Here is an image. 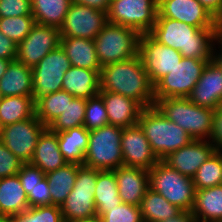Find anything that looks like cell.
<instances>
[{"instance_id":"obj_1","label":"cell","mask_w":222,"mask_h":222,"mask_svg":"<svg viewBox=\"0 0 222 222\" xmlns=\"http://www.w3.org/2000/svg\"><path fill=\"white\" fill-rule=\"evenodd\" d=\"M100 90L136 100L143 108L155 106L154 86L140 55L108 64L100 70Z\"/></svg>"},{"instance_id":"obj_2","label":"cell","mask_w":222,"mask_h":222,"mask_svg":"<svg viewBox=\"0 0 222 222\" xmlns=\"http://www.w3.org/2000/svg\"><path fill=\"white\" fill-rule=\"evenodd\" d=\"M217 31L200 29L175 19L157 18L149 34L159 43L178 50L185 58L210 61Z\"/></svg>"},{"instance_id":"obj_3","label":"cell","mask_w":222,"mask_h":222,"mask_svg":"<svg viewBox=\"0 0 222 222\" xmlns=\"http://www.w3.org/2000/svg\"><path fill=\"white\" fill-rule=\"evenodd\" d=\"M138 124L159 160L193 140L185 130L168 120L156 106L143 108Z\"/></svg>"},{"instance_id":"obj_4","label":"cell","mask_w":222,"mask_h":222,"mask_svg":"<svg viewBox=\"0 0 222 222\" xmlns=\"http://www.w3.org/2000/svg\"><path fill=\"white\" fill-rule=\"evenodd\" d=\"M155 106L170 121L185 130L194 140H210L214 110L194 104L188 98H165Z\"/></svg>"},{"instance_id":"obj_5","label":"cell","mask_w":222,"mask_h":222,"mask_svg":"<svg viewBox=\"0 0 222 222\" xmlns=\"http://www.w3.org/2000/svg\"><path fill=\"white\" fill-rule=\"evenodd\" d=\"M149 187L182 211L191 212L196 193L192 178L174 170L163 160L149 170Z\"/></svg>"},{"instance_id":"obj_6","label":"cell","mask_w":222,"mask_h":222,"mask_svg":"<svg viewBox=\"0 0 222 222\" xmlns=\"http://www.w3.org/2000/svg\"><path fill=\"white\" fill-rule=\"evenodd\" d=\"M122 133L123 128L110 124L89 131L83 165L101 171L123 166Z\"/></svg>"},{"instance_id":"obj_7","label":"cell","mask_w":222,"mask_h":222,"mask_svg":"<svg viewBox=\"0 0 222 222\" xmlns=\"http://www.w3.org/2000/svg\"><path fill=\"white\" fill-rule=\"evenodd\" d=\"M140 37L135 29L108 22L94 40L101 66L138 55Z\"/></svg>"},{"instance_id":"obj_8","label":"cell","mask_w":222,"mask_h":222,"mask_svg":"<svg viewBox=\"0 0 222 222\" xmlns=\"http://www.w3.org/2000/svg\"><path fill=\"white\" fill-rule=\"evenodd\" d=\"M96 181L97 169L84 165L78 168L74 187L61 205L64 222H75L97 216L94 203Z\"/></svg>"},{"instance_id":"obj_9","label":"cell","mask_w":222,"mask_h":222,"mask_svg":"<svg viewBox=\"0 0 222 222\" xmlns=\"http://www.w3.org/2000/svg\"><path fill=\"white\" fill-rule=\"evenodd\" d=\"M209 61L183 57L169 74L154 85L155 103L165 98H187Z\"/></svg>"},{"instance_id":"obj_10","label":"cell","mask_w":222,"mask_h":222,"mask_svg":"<svg viewBox=\"0 0 222 222\" xmlns=\"http://www.w3.org/2000/svg\"><path fill=\"white\" fill-rule=\"evenodd\" d=\"M158 15V0H110L108 22L150 33Z\"/></svg>"},{"instance_id":"obj_11","label":"cell","mask_w":222,"mask_h":222,"mask_svg":"<svg viewBox=\"0 0 222 222\" xmlns=\"http://www.w3.org/2000/svg\"><path fill=\"white\" fill-rule=\"evenodd\" d=\"M70 67L69 58L60 45L49 52L32 68L33 100L61 91L63 77Z\"/></svg>"},{"instance_id":"obj_12","label":"cell","mask_w":222,"mask_h":222,"mask_svg":"<svg viewBox=\"0 0 222 222\" xmlns=\"http://www.w3.org/2000/svg\"><path fill=\"white\" fill-rule=\"evenodd\" d=\"M47 127L33 117L1 128L0 141L23 163L33 157L39 136Z\"/></svg>"},{"instance_id":"obj_13","label":"cell","mask_w":222,"mask_h":222,"mask_svg":"<svg viewBox=\"0 0 222 222\" xmlns=\"http://www.w3.org/2000/svg\"><path fill=\"white\" fill-rule=\"evenodd\" d=\"M139 55L153 86L183 58L178 50L159 43L149 33L141 34Z\"/></svg>"},{"instance_id":"obj_14","label":"cell","mask_w":222,"mask_h":222,"mask_svg":"<svg viewBox=\"0 0 222 222\" xmlns=\"http://www.w3.org/2000/svg\"><path fill=\"white\" fill-rule=\"evenodd\" d=\"M107 23V12L72 2L59 29L60 37L95 40Z\"/></svg>"},{"instance_id":"obj_15","label":"cell","mask_w":222,"mask_h":222,"mask_svg":"<svg viewBox=\"0 0 222 222\" xmlns=\"http://www.w3.org/2000/svg\"><path fill=\"white\" fill-rule=\"evenodd\" d=\"M60 38L58 28L35 23L29 34L17 45L16 60L33 68L60 45Z\"/></svg>"},{"instance_id":"obj_16","label":"cell","mask_w":222,"mask_h":222,"mask_svg":"<svg viewBox=\"0 0 222 222\" xmlns=\"http://www.w3.org/2000/svg\"><path fill=\"white\" fill-rule=\"evenodd\" d=\"M157 18H169L200 29H219V21L198 0H158Z\"/></svg>"},{"instance_id":"obj_17","label":"cell","mask_w":222,"mask_h":222,"mask_svg":"<svg viewBox=\"0 0 222 222\" xmlns=\"http://www.w3.org/2000/svg\"><path fill=\"white\" fill-rule=\"evenodd\" d=\"M121 150L126 167L150 170L159 161L138 123L123 128Z\"/></svg>"},{"instance_id":"obj_18","label":"cell","mask_w":222,"mask_h":222,"mask_svg":"<svg viewBox=\"0 0 222 222\" xmlns=\"http://www.w3.org/2000/svg\"><path fill=\"white\" fill-rule=\"evenodd\" d=\"M215 151L210 140L193 139L188 145L170 153L163 161L184 176L192 178Z\"/></svg>"},{"instance_id":"obj_19","label":"cell","mask_w":222,"mask_h":222,"mask_svg":"<svg viewBox=\"0 0 222 222\" xmlns=\"http://www.w3.org/2000/svg\"><path fill=\"white\" fill-rule=\"evenodd\" d=\"M198 106L215 110L222 104V69L210 60L187 97Z\"/></svg>"},{"instance_id":"obj_20","label":"cell","mask_w":222,"mask_h":222,"mask_svg":"<svg viewBox=\"0 0 222 222\" xmlns=\"http://www.w3.org/2000/svg\"><path fill=\"white\" fill-rule=\"evenodd\" d=\"M122 203L140 206L149 187V170L121 166L113 170Z\"/></svg>"},{"instance_id":"obj_21","label":"cell","mask_w":222,"mask_h":222,"mask_svg":"<svg viewBox=\"0 0 222 222\" xmlns=\"http://www.w3.org/2000/svg\"><path fill=\"white\" fill-rule=\"evenodd\" d=\"M108 115L110 125L126 128L138 123L143 107L134 99L118 93L99 91Z\"/></svg>"},{"instance_id":"obj_22","label":"cell","mask_w":222,"mask_h":222,"mask_svg":"<svg viewBox=\"0 0 222 222\" xmlns=\"http://www.w3.org/2000/svg\"><path fill=\"white\" fill-rule=\"evenodd\" d=\"M100 70L71 66L62 81V90L77 98L96 96L100 91Z\"/></svg>"},{"instance_id":"obj_23","label":"cell","mask_w":222,"mask_h":222,"mask_svg":"<svg viewBox=\"0 0 222 222\" xmlns=\"http://www.w3.org/2000/svg\"><path fill=\"white\" fill-rule=\"evenodd\" d=\"M29 163L38 167L44 174L67 164L58 146L57 133L50 131L48 128L42 132Z\"/></svg>"},{"instance_id":"obj_24","label":"cell","mask_w":222,"mask_h":222,"mask_svg":"<svg viewBox=\"0 0 222 222\" xmlns=\"http://www.w3.org/2000/svg\"><path fill=\"white\" fill-rule=\"evenodd\" d=\"M0 93L2 97L33 96L32 68L18 60L11 61L0 79Z\"/></svg>"},{"instance_id":"obj_25","label":"cell","mask_w":222,"mask_h":222,"mask_svg":"<svg viewBox=\"0 0 222 222\" xmlns=\"http://www.w3.org/2000/svg\"><path fill=\"white\" fill-rule=\"evenodd\" d=\"M60 46L69 58L71 66L101 70L94 40L87 38L61 37Z\"/></svg>"},{"instance_id":"obj_26","label":"cell","mask_w":222,"mask_h":222,"mask_svg":"<svg viewBox=\"0 0 222 222\" xmlns=\"http://www.w3.org/2000/svg\"><path fill=\"white\" fill-rule=\"evenodd\" d=\"M28 208V196L18 175L0 178V214L9 217Z\"/></svg>"},{"instance_id":"obj_27","label":"cell","mask_w":222,"mask_h":222,"mask_svg":"<svg viewBox=\"0 0 222 222\" xmlns=\"http://www.w3.org/2000/svg\"><path fill=\"white\" fill-rule=\"evenodd\" d=\"M58 146L67 163L83 165L88 147L89 131L83 126L57 133Z\"/></svg>"},{"instance_id":"obj_28","label":"cell","mask_w":222,"mask_h":222,"mask_svg":"<svg viewBox=\"0 0 222 222\" xmlns=\"http://www.w3.org/2000/svg\"><path fill=\"white\" fill-rule=\"evenodd\" d=\"M94 203L98 217L104 215L110 208L122 203L113 170H97Z\"/></svg>"},{"instance_id":"obj_29","label":"cell","mask_w":222,"mask_h":222,"mask_svg":"<svg viewBox=\"0 0 222 222\" xmlns=\"http://www.w3.org/2000/svg\"><path fill=\"white\" fill-rule=\"evenodd\" d=\"M191 213L195 219L222 222V185L196 190Z\"/></svg>"},{"instance_id":"obj_30","label":"cell","mask_w":222,"mask_h":222,"mask_svg":"<svg viewBox=\"0 0 222 222\" xmlns=\"http://www.w3.org/2000/svg\"><path fill=\"white\" fill-rule=\"evenodd\" d=\"M81 165L67 163L54 171L45 174L50 186L52 205L60 206L72 191L76 180L78 168Z\"/></svg>"},{"instance_id":"obj_31","label":"cell","mask_w":222,"mask_h":222,"mask_svg":"<svg viewBox=\"0 0 222 222\" xmlns=\"http://www.w3.org/2000/svg\"><path fill=\"white\" fill-rule=\"evenodd\" d=\"M35 115L32 96H8L0 101V127L27 120Z\"/></svg>"},{"instance_id":"obj_32","label":"cell","mask_w":222,"mask_h":222,"mask_svg":"<svg viewBox=\"0 0 222 222\" xmlns=\"http://www.w3.org/2000/svg\"><path fill=\"white\" fill-rule=\"evenodd\" d=\"M139 207L143 222H163L170 217H175L182 211L150 188L144 195Z\"/></svg>"},{"instance_id":"obj_33","label":"cell","mask_w":222,"mask_h":222,"mask_svg":"<svg viewBox=\"0 0 222 222\" xmlns=\"http://www.w3.org/2000/svg\"><path fill=\"white\" fill-rule=\"evenodd\" d=\"M71 0H31L35 23L60 29Z\"/></svg>"},{"instance_id":"obj_34","label":"cell","mask_w":222,"mask_h":222,"mask_svg":"<svg viewBox=\"0 0 222 222\" xmlns=\"http://www.w3.org/2000/svg\"><path fill=\"white\" fill-rule=\"evenodd\" d=\"M75 97L66 91L44 95L35 101V116L48 127L67 108Z\"/></svg>"},{"instance_id":"obj_35","label":"cell","mask_w":222,"mask_h":222,"mask_svg":"<svg viewBox=\"0 0 222 222\" xmlns=\"http://www.w3.org/2000/svg\"><path fill=\"white\" fill-rule=\"evenodd\" d=\"M196 190L222 185L221 155L215 151L192 177Z\"/></svg>"},{"instance_id":"obj_36","label":"cell","mask_w":222,"mask_h":222,"mask_svg":"<svg viewBox=\"0 0 222 222\" xmlns=\"http://www.w3.org/2000/svg\"><path fill=\"white\" fill-rule=\"evenodd\" d=\"M86 102V98L75 97L71 102H68L67 108L64 112L47 128L52 132L58 133L83 125Z\"/></svg>"},{"instance_id":"obj_37","label":"cell","mask_w":222,"mask_h":222,"mask_svg":"<svg viewBox=\"0 0 222 222\" xmlns=\"http://www.w3.org/2000/svg\"><path fill=\"white\" fill-rule=\"evenodd\" d=\"M34 24L32 15L0 17V31L17 45L29 34Z\"/></svg>"},{"instance_id":"obj_38","label":"cell","mask_w":222,"mask_h":222,"mask_svg":"<svg viewBox=\"0 0 222 222\" xmlns=\"http://www.w3.org/2000/svg\"><path fill=\"white\" fill-rule=\"evenodd\" d=\"M9 222H64L61 207L57 205L29 207L9 216Z\"/></svg>"},{"instance_id":"obj_39","label":"cell","mask_w":222,"mask_h":222,"mask_svg":"<svg viewBox=\"0 0 222 222\" xmlns=\"http://www.w3.org/2000/svg\"><path fill=\"white\" fill-rule=\"evenodd\" d=\"M107 124H109L107 110L101 95L97 94L87 99L83 126L92 131Z\"/></svg>"},{"instance_id":"obj_40","label":"cell","mask_w":222,"mask_h":222,"mask_svg":"<svg viewBox=\"0 0 222 222\" xmlns=\"http://www.w3.org/2000/svg\"><path fill=\"white\" fill-rule=\"evenodd\" d=\"M102 222H143L140 207L121 203L100 216Z\"/></svg>"},{"instance_id":"obj_41","label":"cell","mask_w":222,"mask_h":222,"mask_svg":"<svg viewBox=\"0 0 222 222\" xmlns=\"http://www.w3.org/2000/svg\"><path fill=\"white\" fill-rule=\"evenodd\" d=\"M23 162L0 141V178L17 175Z\"/></svg>"},{"instance_id":"obj_42","label":"cell","mask_w":222,"mask_h":222,"mask_svg":"<svg viewBox=\"0 0 222 222\" xmlns=\"http://www.w3.org/2000/svg\"><path fill=\"white\" fill-rule=\"evenodd\" d=\"M32 15L31 0H0V17Z\"/></svg>"},{"instance_id":"obj_43","label":"cell","mask_w":222,"mask_h":222,"mask_svg":"<svg viewBox=\"0 0 222 222\" xmlns=\"http://www.w3.org/2000/svg\"><path fill=\"white\" fill-rule=\"evenodd\" d=\"M50 186L46 177L37 183L30 191L28 196L29 207L51 206Z\"/></svg>"},{"instance_id":"obj_44","label":"cell","mask_w":222,"mask_h":222,"mask_svg":"<svg viewBox=\"0 0 222 222\" xmlns=\"http://www.w3.org/2000/svg\"><path fill=\"white\" fill-rule=\"evenodd\" d=\"M17 175L27 195L45 177V174L38 167L30 163H23Z\"/></svg>"},{"instance_id":"obj_45","label":"cell","mask_w":222,"mask_h":222,"mask_svg":"<svg viewBox=\"0 0 222 222\" xmlns=\"http://www.w3.org/2000/svg\"><path fill=\"white\" fill-rule=\"evenodd\" d=\"M210 142L214 145L216 151L222 149V104L214 110Z\"/></svg>"},{"instance_id":"obj_46","label":"cell","mask_w":222,"mask_h":222,"mask_svg":"<svg viewBox=\"0 0 222 222\" xmlns=\"http://www.w3.org/2000/svg\"><path fill=\"white\" fill-rule=\"evenodd\" d=\"M17 44L0 31V59L16 60Z\"/></svg>"},{"instance_id":"obj_47","label":"cell","mask_w":222,"mask_h":222,"mask_svg":"<svg viewBox=\"0 0 222 222\" xmlns=\"http://www.w3.org/2000/svg\"><path fill=\"white\" fill-rule=\"evenodd\" d=\"M216 46H218V49L216 48ZM211 60L222 69V30L221 29H218L215 39H214Z\"/></svg>"},{"instance_id":"obj_48","label":"cell","mask_w":222,"mask_h":222,"mask_svg":"<svg viewBox=\"0 0 222 222\" xmlns=\"http://www.w3.org/2000/svg\"><path fill=\"white\" fill-rule=\"evenodd\" d=\"M218 21L222 18V0H198Z\"/></svg>"},{"instance_id":"obj_49","label":"cell","mask_w":222,"mask_h":222,"mask_svg":"<svg viewBox=\"0 0 222 222\" xmlns=\"http://www.w3.org/2000/svg\"><path fill=\"white\" fill-rule=\"evenodd\" d=\"M74 3L89 6L91 8L108 12L110 0H71Z\"/></svg>"},{"instance_id":"obj_50","label":"cell","mask_w":222,"mask_h":222,"mask_svg":"<svg viewBox=\"0 0 222 222\" xmlns=\"http://www.w3.org/2000/svg\"><path fill=\"white\" fill-rule=\"evenodd\" d=\"M194 215L189 211H181L175 217H170L163 222H195Z\"/></svg>"},{"instance_id":"obj_51","label":"cell","mask_w":222,"mask_h":222,"mask_svg":"<svg viewBox=\"0 0 222 222\" xmlns=\"http://www.w3.org/2000/svg\"><path fill=\"white\" fill-rule=\"evenodd\" d=\"M12 60L0 59V79L7 71V68Z\"/></svg>"},{"instance_id":"obj_52","label":"cell","mask_w":222,"mask_h":222,"mask_svg":"<svg viewBox=\"0 0 222 222\" xmlns=\"http://www.w3.org/2000/svg\"><path fill=\"white\" fill-rule=\"evenodd\" d=\"M75 222H102L101 218L96 216L94 218L86 219V220H80Z\"/></svg>"},{"instance_id":"obj_53","label":"cell","mask_w":222,"mask_h":222,"mask_svg":"<svg viewBox=\"0 0 222 222\" xmlns=\"http://www.w3.org/2000/svg\"><path fill=\"white\" fill-rule=\"evenodd\" d=\"M0 222H9V217L0 214Z\"/></svg>"},{"instance_id":"obj_54","label":"cell","mask_w":222,"mask_h":222,"mask_svg":"<svg viewBox=\"0 0 222 222\" xmlns=\"http://www.w3.org/2000/svg\"><path fill=\"white\" fill-rule=\"evenodd\" d=\"M195 222H217V221H207V220L196 219Z\"/></svg>"},{"instance_id":"obj_55","label":"cell","mask_w":222,"mask_h":222,"mask_svg":"<svg viewBox=\"0 0 222 222\" xmlns=\"http://www.w3.org/2000/svg\"><path fill=\"white\" fill-rule=\"evenodd\" d=\"M218 152L221 155V161H222V149L218 150Z\"/></svg>"}]
</instances>
